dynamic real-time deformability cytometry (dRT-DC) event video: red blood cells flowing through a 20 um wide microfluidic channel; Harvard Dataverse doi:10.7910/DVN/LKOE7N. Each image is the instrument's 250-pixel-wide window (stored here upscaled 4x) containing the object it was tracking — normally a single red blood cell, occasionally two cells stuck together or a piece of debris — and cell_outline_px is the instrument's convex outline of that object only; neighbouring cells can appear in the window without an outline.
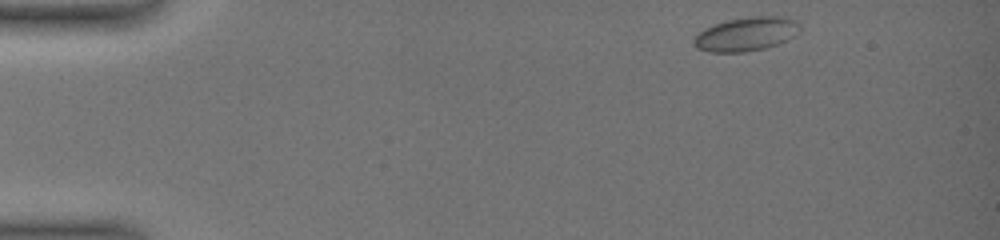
{"species": "common noctule bat (a hibernating species)", "species_latin": "Nyctalus noctula", "temperature_condition": "warm", "stored_images_in_passage": 7, "camera_frame_rate_fps": 3000, "um_per_image_px": 0.085, "animal": {"sex": "female", "body_mass_g": 19.0, "forearm_length_mm": 51.5}, "frame": {"image": 1, "passage_image": 1, "time_ms": 0.0, "image_size_px": [1000, 240], "cell_outline_px": [[800, 32], [796, 36], [776, 44], [764, 48], [744, 52], [708, 52], [696, 48], [692, 40], [704, 28], [728, 20], [748, 16], [780, 16], [796, 20], [800, 24]], "centroid_in_image_um": [63.45, 2.89], "position_along_channel_um": 21.6, "area_um2": 20.98}}
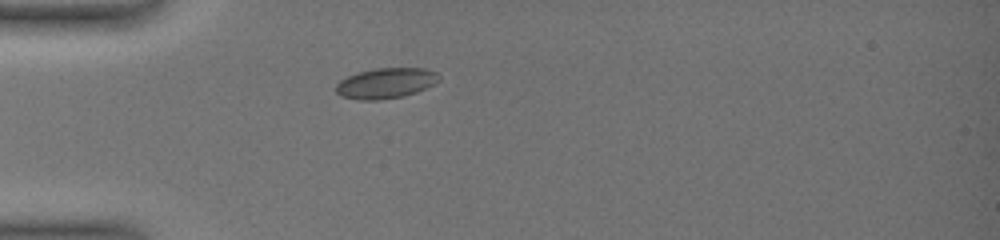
{"frame": {"image": 2, "passage_image": 5, "time_ms": 3.333, "image_size_px": [1000, 240], "cell_outline_px": [[440, 80], [416, 92], [404, 96], [380, 100], [360, 100], [340, 96], [336, 92], [336, 84], [340, 80], [356, 72], [376, 68], [424, 68], [436, 72], [440, 76]], "centroid_in_image_um": [32.77, 7.07], "position_along_channel_um": 52.2, "area_um2": 18.32}}
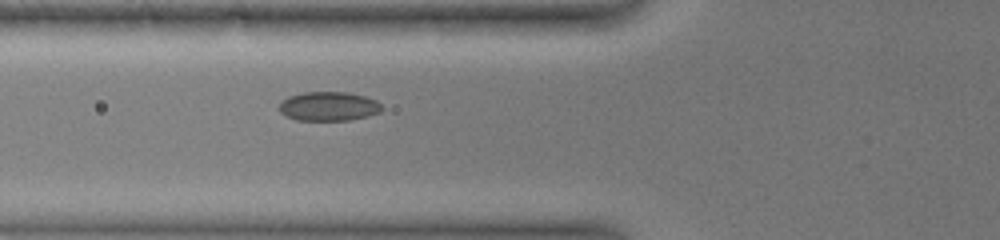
{"frame": {"image": 3, "passage_image": 7, "time_ms": 5.0, "image_size_px": [1000, 240], "cell_outline_px": [[384, 108], [380, 112], [368, 116], [348, 120], [296, 120], [284, 116], [280, 112], [280, 100], [288, 96], [304, 92], [348, 92], [364, 96], [376, 100]], "centroid_in_image_um": [27.92, 9.03], "position_along_channel_um": 97.9, "area_um2": 17.57}}